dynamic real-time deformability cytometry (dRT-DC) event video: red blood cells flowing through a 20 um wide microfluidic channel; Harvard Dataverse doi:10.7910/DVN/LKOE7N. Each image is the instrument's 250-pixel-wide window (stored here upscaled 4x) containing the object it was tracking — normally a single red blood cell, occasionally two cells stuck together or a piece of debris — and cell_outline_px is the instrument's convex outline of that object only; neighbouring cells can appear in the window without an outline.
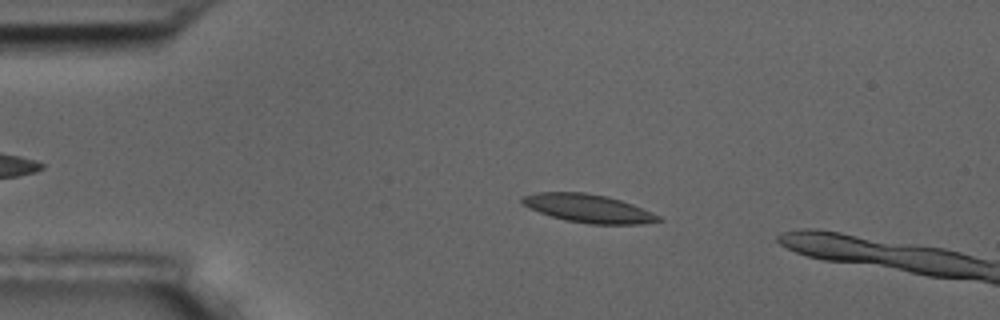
{"species": "common noctule bat (a hibernating species)", "species_latin": "Nyctalus noctula", "temperature_condition": "room temperature", "stored_images_in_passage": 50, "camera_frame_rate_fps": 3000, "um_per_image_px": 0.085, "animal": {"sex": "male", "body_mass_g": 17.5, "forearm_length_mm": 52.3}, "frame": {"image": 1, "passage_image": 11, "time_ms": 3.333, "image_size_px": [1000, 320], "cell_outline_px": [[664, 220], [640, 224], [588, 224], [564, 220], [540, 212], [520, 204], [520, 196], [536, 192], [584, 192], [608, 196], [632, 204], [652, 212], [660, 216]], "centroid_in_image_um": [49.97, 17.71], "position_along_channel_um": 35.0, "area_um2": 22.6}}
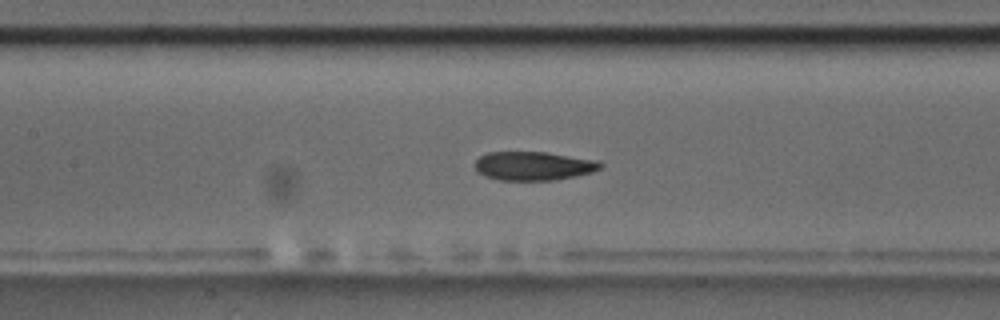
{"frame": {"image": 2, "passage_image": 25, "time_ms": 8.0, "image_size_px": [1000, 320], "cell_outline_px": [[604, 164], [600, 168], [592, 172], [576, 176], [556, 180], [500, 180], [484, 176], [476, 172], [476, 160], [480, 156], [488, 152], [548, 152], [600, 160]], "centroid_in_image_um": [45.38, 14.1], "position_along_channel_um": 162.0, "area_um2": 21.27}}
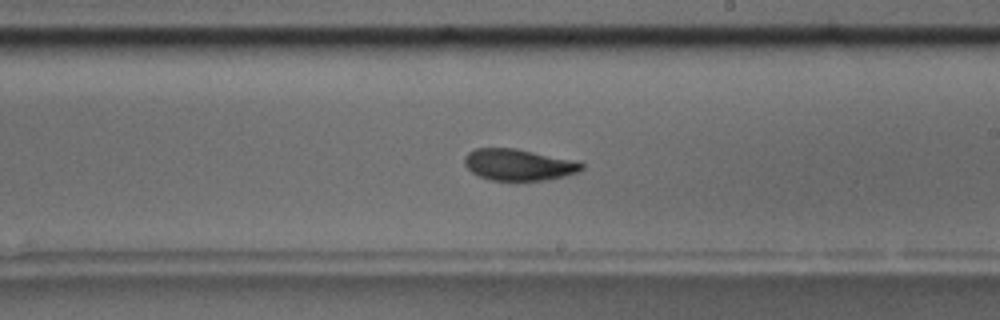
{"frame": {"image": 3, "passage_image": 32, "time_ms": 10.333, "image_size_px": [1000, 320], "cell_outline_px": [[584, 168], [580, 172], [548, 180], [492, 180], [480, 176], [472, 172], [464, 164], [464, 156], [468, 152], [476, 148], [516, 148], [580, 160], [584, 164]], "centroid_in_image_um": [44.15, 13.98], "position_along_channel_um": 244.8, "area_um2": 21.85}}